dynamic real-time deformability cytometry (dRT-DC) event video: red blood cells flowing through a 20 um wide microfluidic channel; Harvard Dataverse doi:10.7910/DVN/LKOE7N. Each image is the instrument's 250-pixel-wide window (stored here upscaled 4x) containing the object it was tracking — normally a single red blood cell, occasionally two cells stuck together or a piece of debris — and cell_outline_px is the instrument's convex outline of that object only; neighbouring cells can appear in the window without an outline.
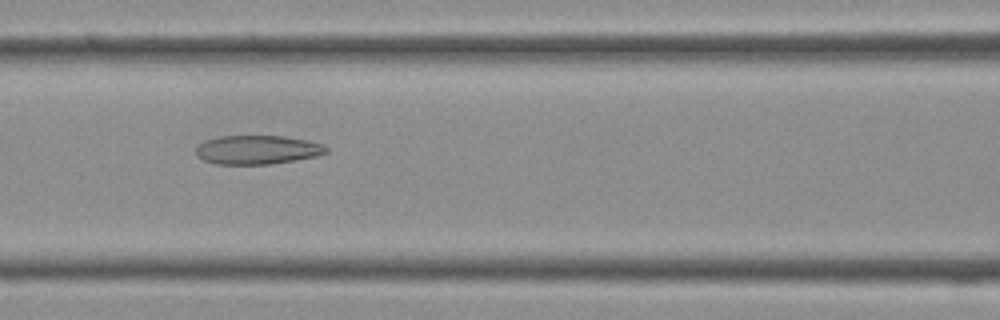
{"species": "Egyptian fruit bat (a non-hibernating species)", "species_latin": "Rousettus aegyptiacus", "temperature_condition": "cold", "stored_images_in_passage": 38, "camera_frame_rate_fps": 3000, "um_per_image_px": 0.085, "frame": {"image": 1, "passage_image": 16, "time_ms": 5.0, "image_size_px": [1000, 320], "cell_outline_px": [[328, 152], [316, 156], [268, 164], [216, 164], [204, 160], [196, 156], [196, 148], [204, 140], [220, 136], [284, 136], [304, 140], [320, 144], [328, 148]], "centroid_in_image_um": [21.82, 12.73], "position_along_channel_um": 144.8, "area_um2": 21.68}}
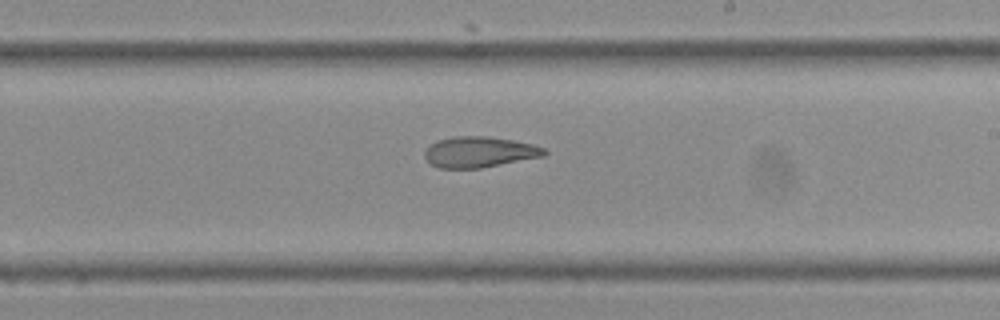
{"frame": {"image": 2, "passage_image": 22, "time_ms": 7.0, "image_size_px": [1000, 320], "cell_outline_px": [[548, 152], [544, 156], [480, 168], [440, 168], [432, 164], [424, 156], [424, 152], [436, 140], [452, 136], [488, 136], [512, 140], [532, 144], [544, 148]], "centroid_in_image_um": [40.75, 12.91], "position_along_channel_um": 248.3, "area_um2": 21.33}}
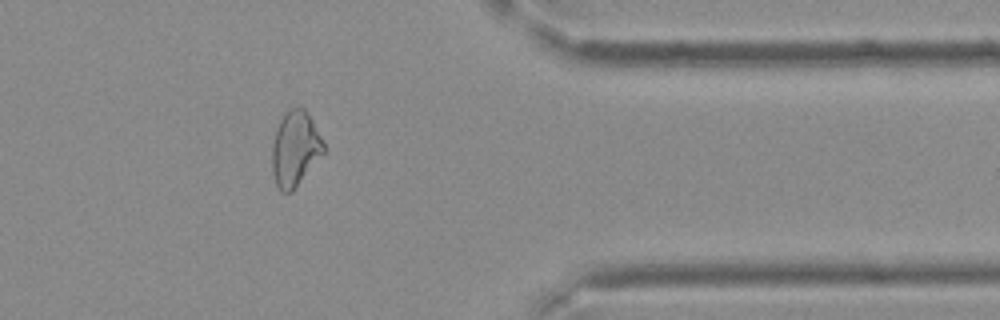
{"frame": {"image": 3, "passage_image": 31, "time_ms": 10.0, "image_size_px": [1000, 320], "cell_outline_px": [[328, 148], [292, 192], [280, 192], [276, 184], [272, 172], [272, 144], [276, 128], [284, 112], [288, 108], [304, 108], [312, 120]], "centroid_in_image_um": [25.09, 12.64], "position_along_channel_um": 386.3, "area_um2": 22.83}}